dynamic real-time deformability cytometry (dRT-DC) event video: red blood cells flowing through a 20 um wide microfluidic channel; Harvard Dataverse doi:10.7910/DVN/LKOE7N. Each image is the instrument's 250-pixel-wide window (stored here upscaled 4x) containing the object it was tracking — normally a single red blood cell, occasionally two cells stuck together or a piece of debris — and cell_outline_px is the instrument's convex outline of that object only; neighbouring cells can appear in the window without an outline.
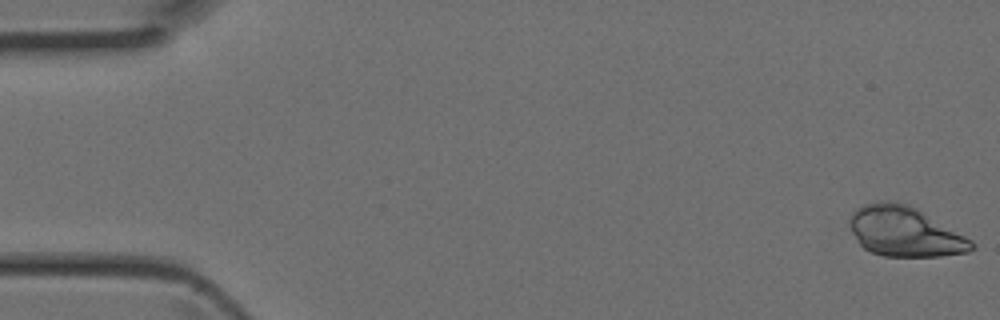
{"species": "Egyptian fruit bat (a non-hibernating species)", "species_latin": "Rousettus aegyptiacus", "temperature_condition": "room temperature", "stored_images_in_passage": 43, "camera_frame_rate_fps": 3000, "um_per_image_px": 0.085, "animal": {"sex": "female"}, "frame": {"image": 1, "passage_image": 1, "time_ms": 0.0, "image_size_px": [1000, 320], "cell_outline_px": [[976, 248], [968, 252], [940, 256], [884, 256], [872, 252], [864, 248], [860, 244], [852, 232], [852, 212], [864, 204], [876, 200], [896, 200], [908, 204], [916, 208], [972, 240], [976, 244]], "centroid_in_image_um": [76.93, 19.67], "position_along_channel_um": 8.1, "area_um2": 35.26}}
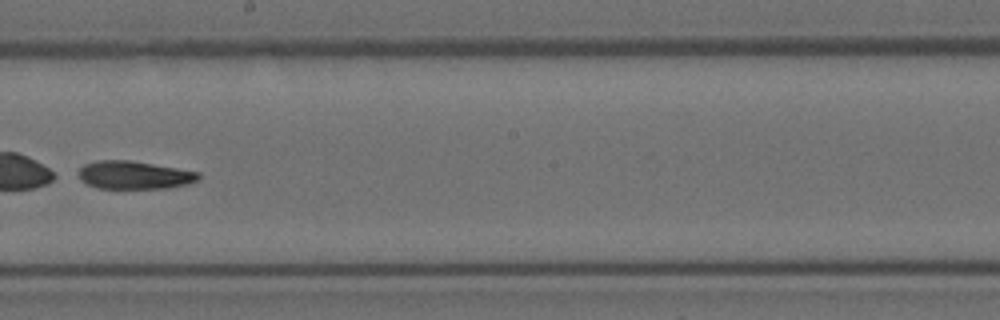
{"frame": {"image": 2, "passage_image": 25, "time_ms": 8.0, "image_size_px": [1000, 320], "cell_outline_px": [[200, 180], [188, 184], [168, 188], [96, 188], [80, 180], [76, 172], [84, 164], [96, 160], [128, 160], [200, 172]], "centroid_in_image_um": [11.39, 14.88], "position_along_channel_um": 236.8, "area_um2": 19.71}}